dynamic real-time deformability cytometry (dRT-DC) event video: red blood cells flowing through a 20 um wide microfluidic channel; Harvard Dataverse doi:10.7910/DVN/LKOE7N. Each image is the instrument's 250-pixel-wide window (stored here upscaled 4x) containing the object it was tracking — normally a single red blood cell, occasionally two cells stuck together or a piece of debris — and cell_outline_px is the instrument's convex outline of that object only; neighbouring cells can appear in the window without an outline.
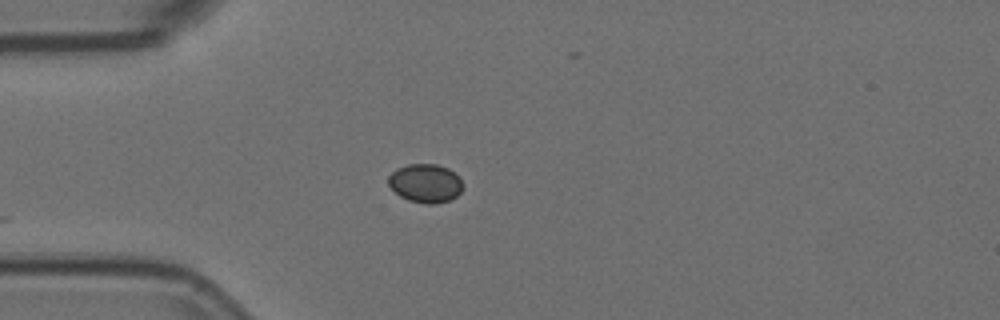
{"species": "Egyptian fruit bat (a non-hibernating species)", "species_latin": "Rousettus aegyptiacus", "temperature_condition": "room temperature", "stored_images_in_passage": 13, "camera_frame_rate_fps": 3000, "um_per_image_px": 0.085, "animal": {"sex": "female"}, "frame": {"image": 1, "passage_image": 1, "time_ms": 0.0, "image_size_px": [1000, 320], "cell_outline_px": [[464, 184], [460, 192], [452, 200], [436, 204], [428, 204], [408, 200], [400, 196], [388, 184], [388, 176], [396, 168], [408, 164], [436, 164], [448, 168]], "centroid_in_image_um": [36.15, 15.58], "position_along_channel_um": 48.8, "area_um2": 16.76}}
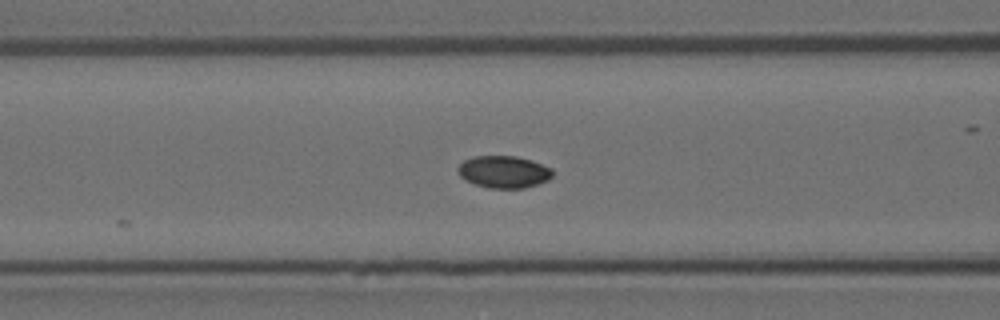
{"frame": {"image": 2, "passage_image": 8, "time_ms": 2.333, "image_size_px": [1000, 320], "cell_outline_px": [[552, 176], [548, 180], [524, 188], [488, 188], [464, 180], [460, 176], [456, 168], [464, 160], [472, 156], [516, 156], [532, 160], [552, 168]], "centroid_in_image_um": [42.8, 14.6], "position_along_channel_um": 123.8, "area_um2": 17.8}}
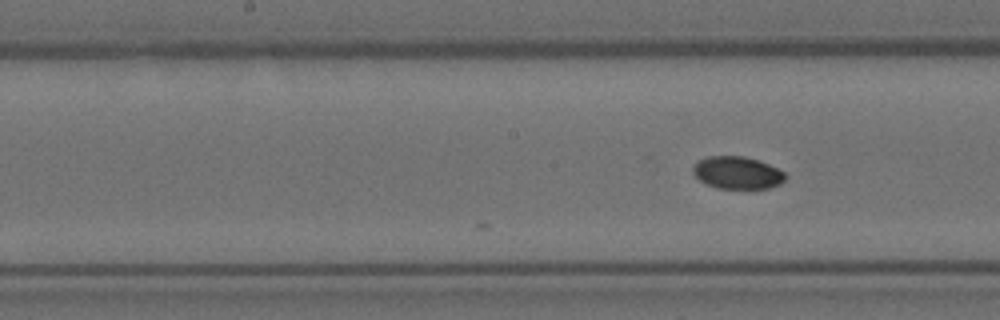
{"frame": {"image": 3, "passage_image": 13, "time_ms": 4.0, "image_size_px": [1000, 320], "cell_outline_px": [[788, 176], [780, 184], [768, 188], [716, 188], [700, 180], [692, 172], [692, 168], [700, 160], [708, 156], [744, 156], [760, 160], [784, 172]], "centroid_in_image_um": [62.69, 14.68], "position_along_channel_um": 185.5, "area_um2": 17.34}}